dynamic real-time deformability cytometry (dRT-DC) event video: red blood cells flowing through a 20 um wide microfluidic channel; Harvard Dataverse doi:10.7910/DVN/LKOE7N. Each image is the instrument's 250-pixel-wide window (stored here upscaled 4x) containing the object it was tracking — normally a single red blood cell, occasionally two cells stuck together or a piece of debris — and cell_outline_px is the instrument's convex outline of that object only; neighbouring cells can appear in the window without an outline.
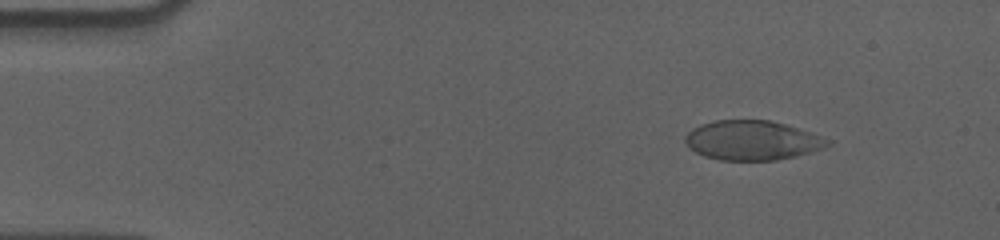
{"species": "human", "species_latin": "Homo sapiens", "temperature_condition": "cold", "stored_images_in_passage": 57, "camera_frame_rate_fps": 3000, "um_per_image_px": 0.085, "donor": {"sex": "male"}, "frame": {"image": 1, "passage_image": 7, "time_ms": 2.0, "image_size_px": [1000, 240], "cell_outline_px": [[832, 144], [824, 148], [812, 152], [796, 156], [776, 160], [720, 160], [704, 156], [696, 152], [684, 140], [684, 136], [692, 128], [700, 124], [716, 120], [768, 120], [784, 124], [832, 140]], "centroid_in_image_um": [63.94, 11.93], "position_along_channel_um": 21.1, "area_um2": 32.66}}
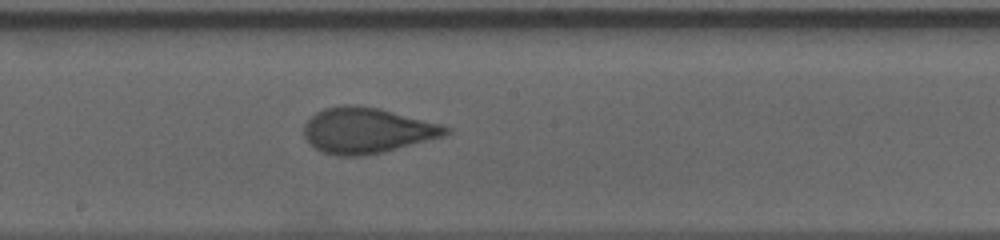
{"frame": {"image": 2, "passage_image": 31, "time_ms": 10.0, "image_size_px": [1000, 240], "cell_outline_px": [[452, 132], [444, 136], [384, 152], [360, 156], [336, 156], [324, 152], [316, 148], [304, 136], [304, 124], [316, 112], [324, 108], [348, 104], [376, 108], [440, 124], [452, 128]], "centroid_in_image_um": [31.2, 11.1], "position_along_channel_um": 217.0, "area_um2": 37.28}}
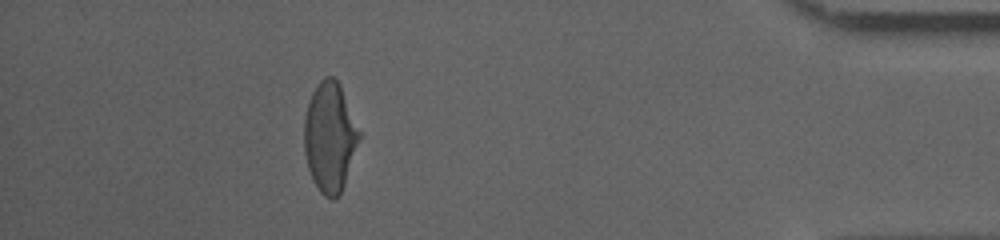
{"frame": {"image": 3, "passage_image": 51, "time_ms": 16.667, "image_size_px": [1000, 240], "cell_outline_px": [[360, 140], [340, 196], [336, 200], [332, 200], [324, 196], [320, 192], [312, 180], [308, 168], [304, 152], [304, 120], [308, 104], [312, 92], [316, 84], [324, 76], [332, 76], [340, 84], [360, 132]], "centroid_in_image_um": [28.03, 11.68], "position_along_channel_um": 407.2, "area_um2": 35.37}, "authors_computed_cell_mechanics": {"area_um2": 36.1828, "velocity_mm_per_s": 3.5941, "shape_relaxation_time_tau1_ms": 5.4478, "shape_relaxation_time_tau2_ms": null, "deformation_change_tau1": 0.1766, "deformation_change_tau2": null}}